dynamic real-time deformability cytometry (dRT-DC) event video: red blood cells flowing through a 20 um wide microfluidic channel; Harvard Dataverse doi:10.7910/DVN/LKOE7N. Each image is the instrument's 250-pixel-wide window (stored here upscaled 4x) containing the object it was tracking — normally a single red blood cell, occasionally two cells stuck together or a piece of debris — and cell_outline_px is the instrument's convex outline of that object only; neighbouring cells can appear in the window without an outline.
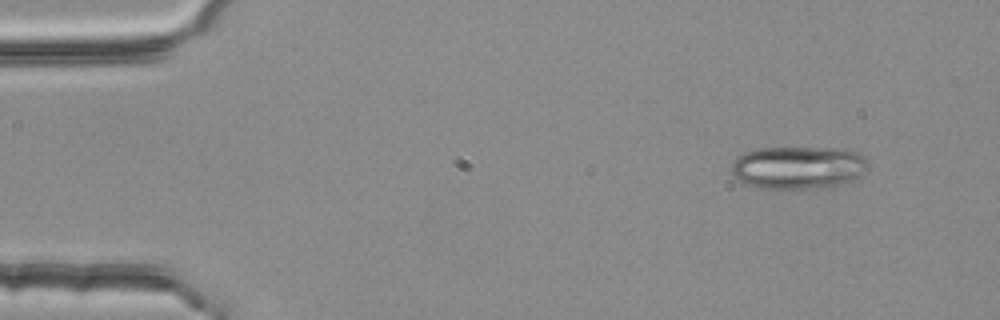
{"species": "common noctule bat (a hibernating species)", "species_latin": "Nyctalus noctula", "temperature_condition": "room temperature", "stored_images_in_passage": 2, "camera_frame_rate_fps": 3000, "um_per_image_px": 0.085, "animal": {"sex": "female", "body_mass_g": 25.1}, "frame": {"image": 1, "passage_image": 2, "time_ms": 0.333, "image_size_px": [1000, 320], "cell_outline_px": [[868, 168], [864, 172], [848, 180], [836, 184], [804, 188], [760, 188], [748, 184], [740, 180], [732, 172], [732, 164], [744, 152], [756, 148], [848, 148], [864, 156], [868, 160]], "centroid_in_image_um": [67.85, 14.2], "position_along_channel_um": 17.1, "area_um2": 33.41}}